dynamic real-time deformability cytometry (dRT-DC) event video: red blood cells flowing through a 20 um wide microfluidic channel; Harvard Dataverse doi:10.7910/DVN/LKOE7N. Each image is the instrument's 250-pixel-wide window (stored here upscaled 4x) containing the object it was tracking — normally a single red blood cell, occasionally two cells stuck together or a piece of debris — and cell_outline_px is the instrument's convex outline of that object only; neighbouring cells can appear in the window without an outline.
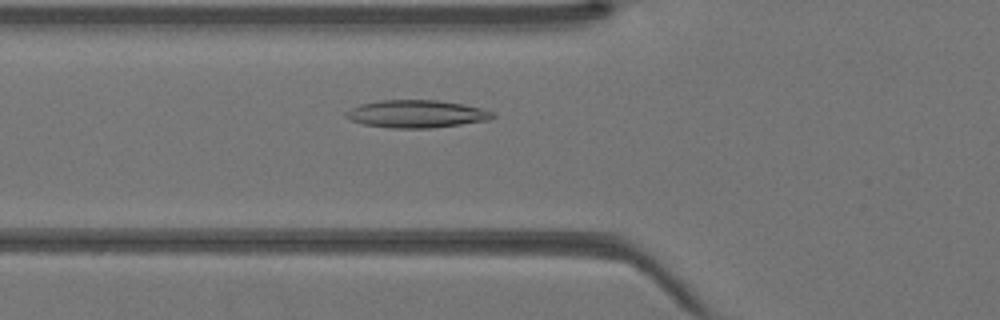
{"species": "Egyptian fruit bat (a non-hibernating species)", "species_latin": "Rousettus aegyptiacus", "temperature_condition": "warm", "stored_images_in_passage": 30, "camera_frame_rate_fps": 3000, "um_per_image_px": 0.085, "animal": {"sex": "female"}, "frame": {"image": 1, "passage_image": 3, "time_ms": 0.667, "image_size_px": [1000, 320], "cell_outline_px": [[496, 116], [488, 120], [432, 128], [392, 128], [364, 124], [352, 120], [344, 116], [344, 112], [360, 104], [380, 100], [440, 100], [464, 104], [480, 108], [492, 112]], "centroid_in_image_um": [35.39, 9.67], "position_along_channel_um": 90.4, "area_um2": 23.52}}
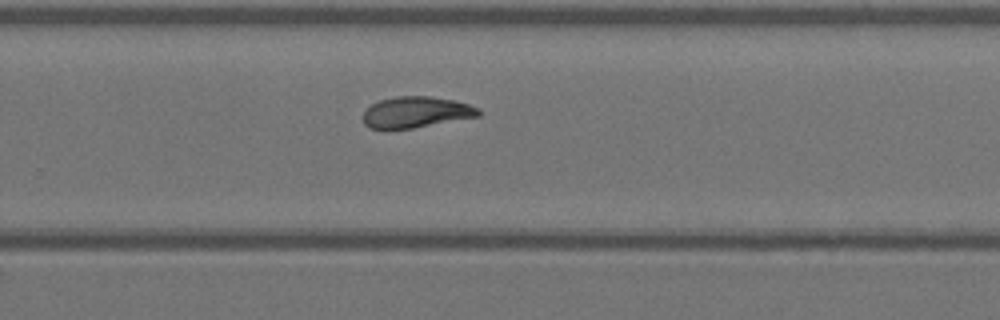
{"frame": {"image": 2, "passage_image": 16, "time_ms": 5.0, "image_size_px": [1000, 320], "cell_outline_px": [[480, 116], [412, 128], [384, 132], [368, 128], [364, 124], [364, 112], [372, 104], [380, 100], [396, 96], [432, 96], [456, 100], [480, 108]], "centroid_in_image_um": [35.33, 9.56], "position_along_channel_um": 294.5, "area_um2": 21.44}}
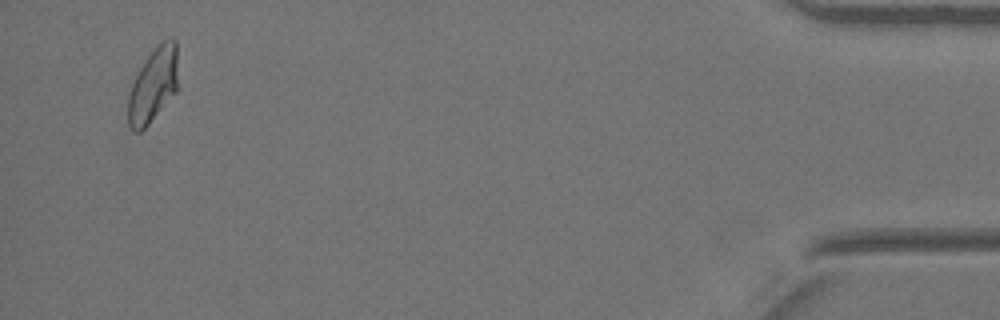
{"frame": {"image": 3, "passage_image": 29, "time_ms": 9.333, "image_size_px": [1000, 320], "cell_outline_px": [[176, 92], [148, 124], [140, 132], [132, 132], [128, 124], [128, 92], [132, 80], [144, 60], [156, 44], [172, 36], [176, 40]], "centroid_in_image_um": [12.97, 7.22], "position_along_channel_um": 422.2, "area_um2": 21.79}}